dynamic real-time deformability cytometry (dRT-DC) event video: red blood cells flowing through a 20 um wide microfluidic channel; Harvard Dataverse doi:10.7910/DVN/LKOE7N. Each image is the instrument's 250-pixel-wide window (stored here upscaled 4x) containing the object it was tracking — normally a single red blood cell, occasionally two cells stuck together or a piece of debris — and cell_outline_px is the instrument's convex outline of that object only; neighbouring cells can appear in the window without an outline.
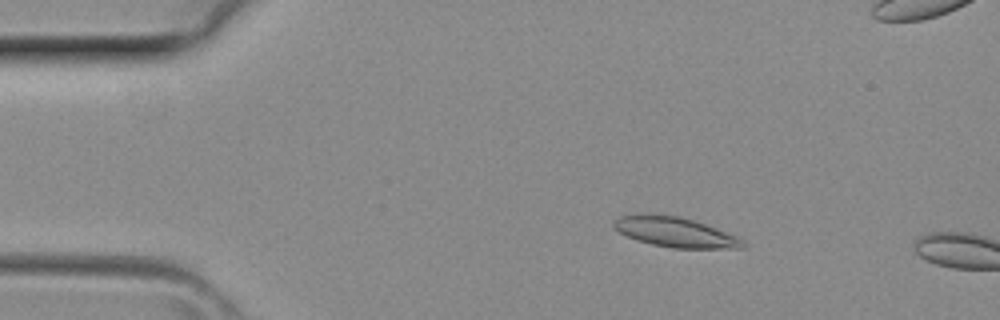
{"species": "common noctule bat (a hibernating species)", "species_latin": "Nyctalus noctula", "temperature_condition": "room temperature", "stored_images_in_passage": 12, "camera_frame_rate_fps": 3000, "um_per_image_px": 0.085, "animal": {"sex": "female", "body_mass_g": 29.2, "forearm_length_mm": 56.3}, "frame": {"image": 1, "passage_image": 7, "time_ms": 2.0, "image_size_px": [1000, 320], "cell_outline_px": [[744, 248], [672, 248], [652, 244], [636, 240], [612, 228], [612, 220], [620, 216], [640, 212], [680, 216], [696, 220], [724, 232], [740, 240], [744, 244]], "centroid_in_image_um": [57.24, 19.69], "position_along_channel_um": 27.8, "area_um2": 22.54}}